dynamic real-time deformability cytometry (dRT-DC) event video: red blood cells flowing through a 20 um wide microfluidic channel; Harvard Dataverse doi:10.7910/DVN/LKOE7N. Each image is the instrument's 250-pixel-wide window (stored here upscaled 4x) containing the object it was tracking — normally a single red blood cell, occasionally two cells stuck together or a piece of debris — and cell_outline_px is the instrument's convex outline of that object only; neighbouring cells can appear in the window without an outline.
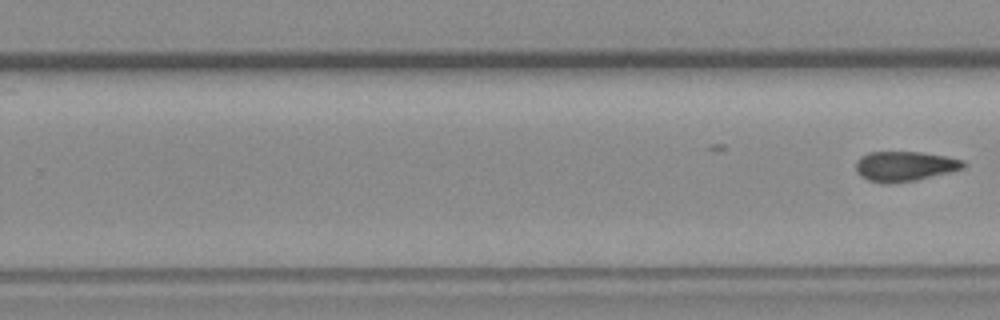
{"species": "common noctule bat (a hibernating species)", "species_latin": "Nyctalus noctula", "temperature_condition": "room temperature", "stored_images_in_passage": 10, "segment_of_instrument_passage": [2, 2], "camera_frame_rate_fps": 3000, "um_per_image_px": 0.085, "animal": {"sex": "female", "body_mass_g": 19.3, "forearm_length_mm": 54.1}, "frame": {"image": 1, "passage_image": 10, "time_ms": 11.333, "image_size_px": [1000, 320], "cell_outline_px": [[964, 168], [916, 180], [868, 180], [860, 176], [856, 172], [856, 160], [860, 156], [868, 152], [920, 152], [944, 156], [964, 160]], "centroid_in_image_um": [76.89, 14.08], "position_along_channel_um": 252.9, "area_um2": 17.98}}